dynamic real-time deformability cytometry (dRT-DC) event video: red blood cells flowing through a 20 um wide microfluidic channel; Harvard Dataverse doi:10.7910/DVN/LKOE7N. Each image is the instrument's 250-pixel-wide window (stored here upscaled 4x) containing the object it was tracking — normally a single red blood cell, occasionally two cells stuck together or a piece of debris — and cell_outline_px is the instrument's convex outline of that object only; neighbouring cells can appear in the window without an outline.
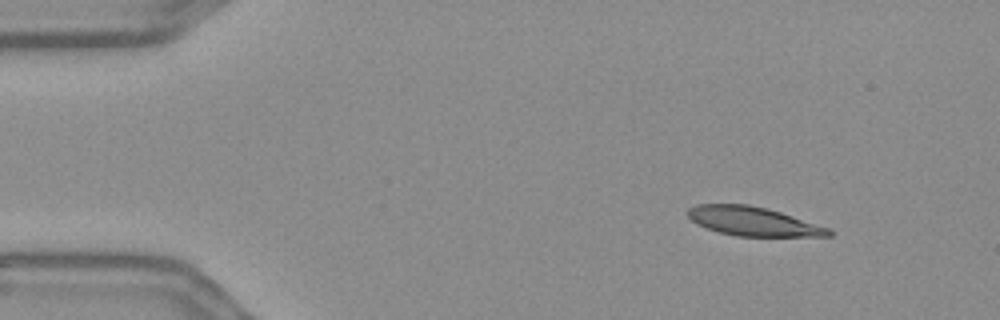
{"species": "Egyptian fruit bat (a non-hibernating species)", "species_latin": "Rousettus aegyptiacus", "temperature_condition": "warm", "stored_images_in_passage": 50, "camera_frame_rate_fps": 3000, "um_per_image_px": 0.085, "frame": {"image": 1, "passage_image": 1, "time_ms": 0.0, "image_size_px": [1000, 320], "cell_outline_px": [[832, 236], [736, 236], [716, 232], [696, 224], [684, 212], [688, 208], [696, 204], [748, 204], [768, 208], [832, 228]], "centroid_in_image_um": [64.0, 18.81], "position_along_channel_um": 21.0, "area_um2": 24.16}}
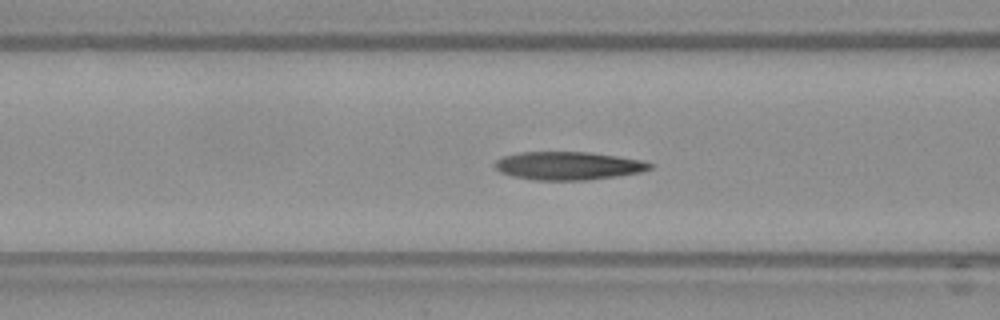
{"frame": {"image": 2, "passage_image": 16, "time_ms": 5.0, "image_size_px": [1000, 320], "cell_outline_px": [[652, 168], [640, 172], [616, 176], [588, 180], [536, 180], [512, 176], [500, 172], [492, 164], [496, 160], [504, 156], [520, 152], [592, 152], [640, 160], [652, 164]], "centroid_in_image_um": [48.26, 14.09], "position_along_channel_um": 118.3, "area_um2": 25.37}}
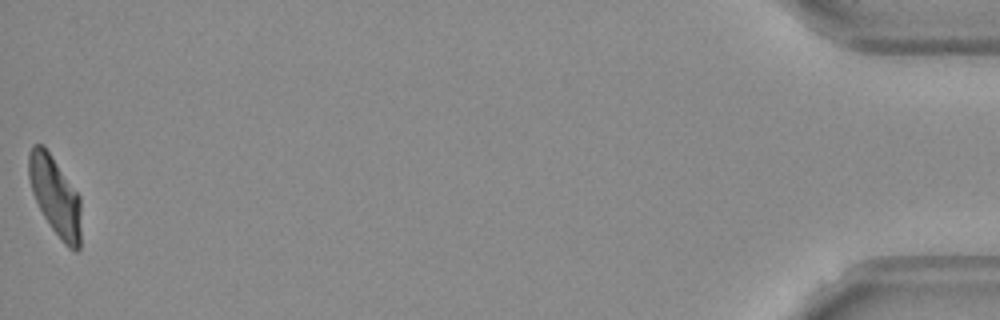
{"frame": {"image": 3, "passage_image": 50, "time_ms": 16.333, "image_size_px": [1000, 320], "cell_outline_px": [[80, 248], [76, 252], [68, 248], [64, 244], [52, 228], [44, 216], [32, 192], [28, 176], [28, 152], [32, 144], [44, 144], [80, 196]], "centroid_in_image_um": [4.68, 16.63], "position_along_channel_um": 430.5, "area_um2": 24.1}, "authors_computed_cell_mechanics": {"area_um2": 25.3453, "velocity_mm_per_s": 3.6269, "shape_relaxation_time_tau1_ms": null, "shape_relaxation_time_tau2_ms": 3.1725, "deformation_change_tau1": null, "deformation_change_tau2": 0.1137}}